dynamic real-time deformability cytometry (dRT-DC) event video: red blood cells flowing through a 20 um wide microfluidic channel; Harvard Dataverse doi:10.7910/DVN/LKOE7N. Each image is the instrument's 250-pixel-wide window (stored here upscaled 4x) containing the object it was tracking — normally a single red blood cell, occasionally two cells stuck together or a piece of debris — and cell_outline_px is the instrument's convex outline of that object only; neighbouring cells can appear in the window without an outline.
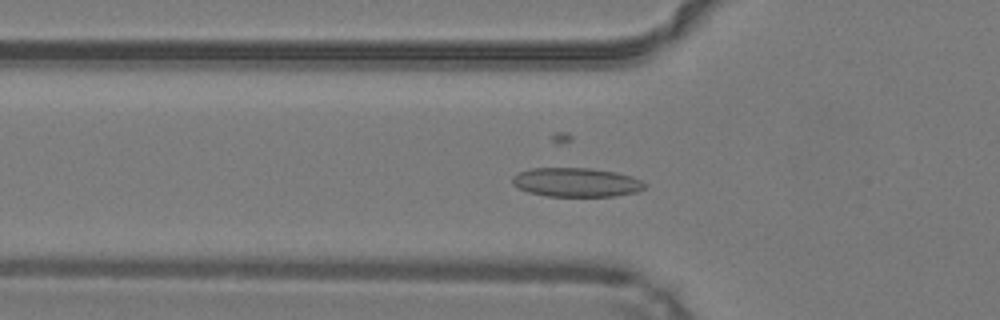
{"species": "common noctule bat (a hibernating species)", "species_latin": "Nyctalus noctula", "temperature_condition": "warm", "stored_images_in_passage": 40, "camera_frame_rate_fps": 3000, "um_per_image_px": 0.085, "animal": {"sex": "male", "body_mass_g": 19.2, "forearm_length_mm": 51.8}, "frame": {"image": 1, "passage_image": 15, "time_ms": 4.667, "image_size_px": [1000, 320], "cell_outline_px": [[648, 184], [644, 188], [636, 192], [616, 196], [548, 196], [528, 192], [512, 184], [512, 176], [520, 172], [532, 168], [592, 168], [616, 172], [632, 176]], "centroid_in_image_um": [49.01, 15.49], "position_along_channel_um": 76.8, "area_um2": 22.43}}
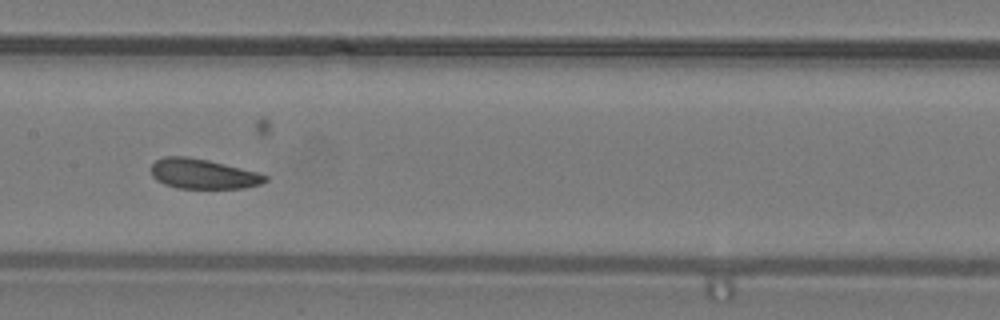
{"frame": {"image": 2, "passage_image": 23, "time_ms": 7.333, "image_size_px": [1000, 320], "cell_outline_px": [[268, 180], [260, 184], [244, 188], [176, 188], [164, 184], [156, 180], [152, 176], [152, 164], [156, 160], [164, 156], [184, 156], [208, 160], [256, 172], [268, 176]], "centroid_in_image_um": [17.23, 14.78], "position_along_channel_um": 190.2, "area_um2": 19.77}}
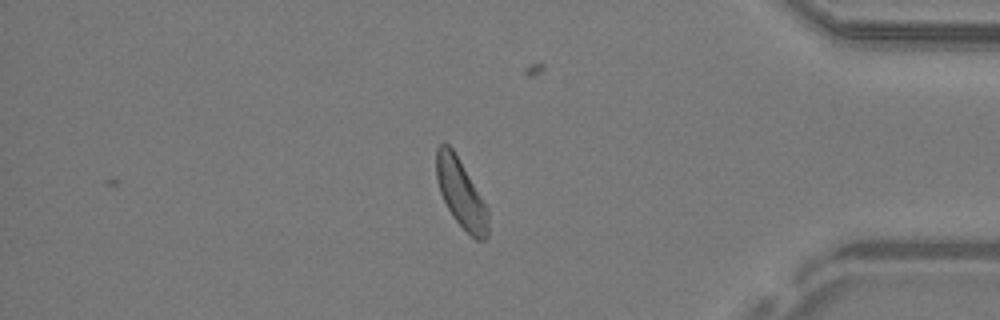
{"frame": {"image": 3, "passage_image": 40, "time_ms": 13.0, "image_size_px": [1000, 320], "cell_outline_px": [[488, 236], [484, 240], [476, 240], [452, 216], [440, 192], [436, 176], [436, 148], [444, 140], [452, 148], [488, 208]], "centroid_in_image_um": [39.17, 16.43], "position_along_channel_um": 396.0, "area_um2": 20.35}, "authors_computed_cell_mechanics": {"area_um2": 20.6924, "velocity_mm_per_s": 4.2043, "shape_relaxation_time_tau1_ms": 3.1712, "shape_relaxation_time_tau2_ms": 2.0126, "deformation_change_tau1": 0.0856, "deformation_change_tau2": 0.0902}}